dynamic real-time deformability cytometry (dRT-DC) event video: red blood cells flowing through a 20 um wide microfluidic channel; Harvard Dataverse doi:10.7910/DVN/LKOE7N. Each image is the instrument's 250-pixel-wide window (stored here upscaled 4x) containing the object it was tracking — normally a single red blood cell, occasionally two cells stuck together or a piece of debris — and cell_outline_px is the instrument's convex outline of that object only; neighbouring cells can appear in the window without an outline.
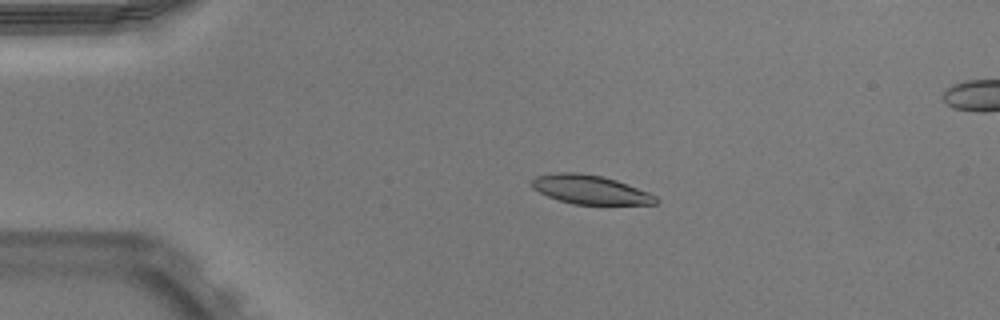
{"species": "Egyptian fruit bat (a non-hibernating species)", "species_latin": "Rousettus aegyptiacus", "temperature_condition": "warm", "stored_images_in_passage": 52, "camera_frame_rate_fps": 3000, "um_per_image_px": 0.085, "animal": {"sex": "male"}, "frame": {"image": 1, "passage_image": 11, "time_ms": 3.333, "image_size_px": [1000, 320], "cell_outline_px": [[660, 200], [656, 204], [572, 204], [548, 196], [532, 188], [528, 180], [536, 176], [560, 172], [580, 172], [604, 176], [616, 180], [648, 192], [656, 196]], "centroid_in_image_um": [50.14, 16.1], "position_along_channel_um": 34.9, "area_um2": 20.98}}
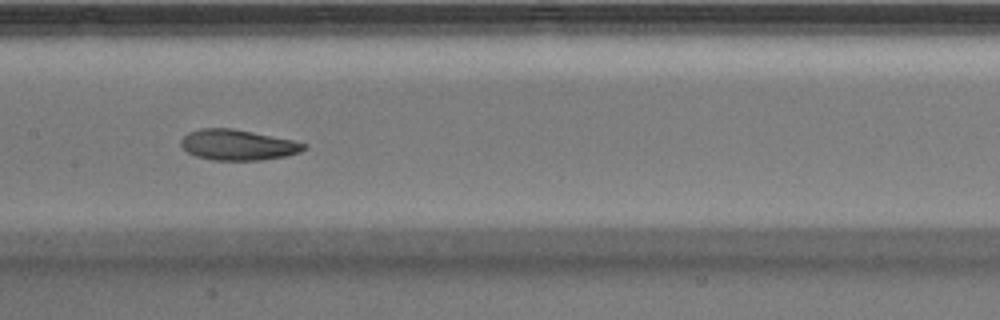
{"frame": {"image": 2, "passage_image": 26, "time_ms": 8.333, "image_size_px": [1000, 320], "cell_outline_px": [[308, 148], [300, 152], [284, 156], [264, 160], [212, 160], [196, 156], [188, 152], [180, 144], [180, 140], [188, 132], [200, 128], [232, 128], [292, 140], [308, 144]], "centroid_in_image_um": [20.21, 12.32], "position_along_channel_um": 187.2, "area_um2": 21.91}}
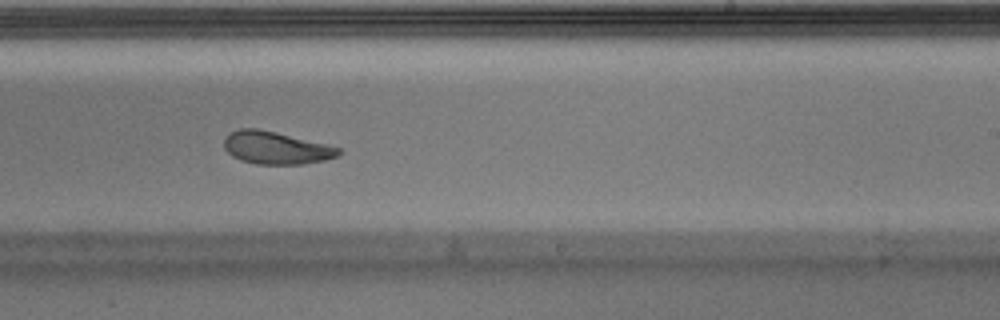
{"frame": {"image": 3, "passage_image": 32, "time_ms": 10.333, "image_size_px": [1000, 320], "cell_outline_px": [[340, 152], [336, 156], [324, 160], [304, 164], [256, 164], [240, 160], [232, 156], [224, 148], [224, 136], [240, 128], [256, 128], [276, 132], [340, 148]], "centroid_in_image_um": [23.4, 12.57], "position_along_channel_um": 265.6, "area_um2": 21.5}, "authors_computed_cell_mechanics": {"area_um2": 22.3975, "velocity_mm_per_s": 3.9334, "shape_relaxation_time_tau1_ms": 2.8624, "shape_relaxation_time_tau2_ms": 2.7726, "deformation_change_tau1": 0.1192, "deformation_change_tau2": 0.0905}}